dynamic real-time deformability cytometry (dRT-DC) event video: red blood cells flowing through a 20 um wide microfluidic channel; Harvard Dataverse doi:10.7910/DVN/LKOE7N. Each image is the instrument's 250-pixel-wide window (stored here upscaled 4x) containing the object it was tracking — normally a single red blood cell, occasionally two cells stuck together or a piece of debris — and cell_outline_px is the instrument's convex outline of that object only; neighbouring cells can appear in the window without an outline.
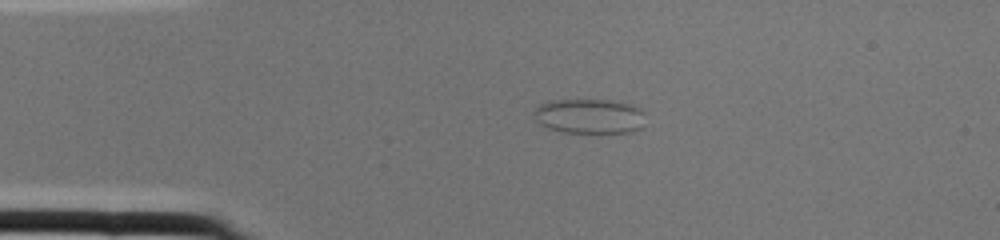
{"species": "common noctule bat (a hibernating species)", "species_latin": "Nyctalus noctula", "temperature_condition": "cold", "stored_images_in_passage": 1, "camera_frame_rate_fps": 3000, "um_per_image_px": 0.085, "animal": {"sex": "female", "body_mass_g": 22.0, "forearm_length_mm": 56.7}, "frame": {"image": 1, "passage_image": 1, "time_ms": 0.0, "image_size_px": [1000, 240], "cell_outline_px": [[644, 128], [632, 132], [564, 132], [548, 128], [540, 124], [536, 120], [532, 112], [540, 104], [552, 100], [608, 100], [628, 104], [640, 108], [644, 112]], "centroid_in_image_um": [50.12, 9.88], "position_along_channel_um": 34.9, "area_um2": 22.66}}